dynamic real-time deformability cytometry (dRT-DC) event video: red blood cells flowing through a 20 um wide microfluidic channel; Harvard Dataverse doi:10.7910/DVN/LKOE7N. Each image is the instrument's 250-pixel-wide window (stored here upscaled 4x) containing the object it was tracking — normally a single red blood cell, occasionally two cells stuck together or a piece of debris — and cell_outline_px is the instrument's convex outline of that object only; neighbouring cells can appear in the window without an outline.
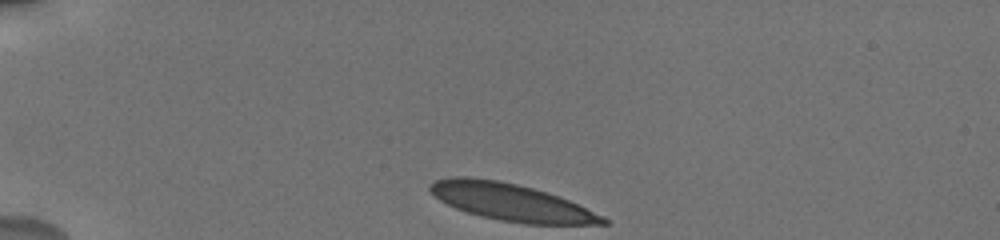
{"species": "human", "species_latin": "Homo sapiens", "temperature_condition": "cold", "stored_images_in_passage": 18, "camera_frame_rate_fps": 3000, "um_per_image_px": 0.085, "donor": {"sex": "male"}, "frame": {"image": 1, "passage_image": 1, "time_ms": 0.0, "image_size_px": [1000, 240], "cell_outline_px": [[608, 224], [524, 224], [500, 220], [480, 216], [456, 208], [440, 200], [428, 188], [428, 184], [436, 180], [456, 176], [464, 176], [500, 180], [548, 192], [568, 200], [604, 216], [608, 220]], "centroid_in_image_um": [43.45, 17.18], "position_along_channel_um": 41.6, "area_um2": 37.17}}
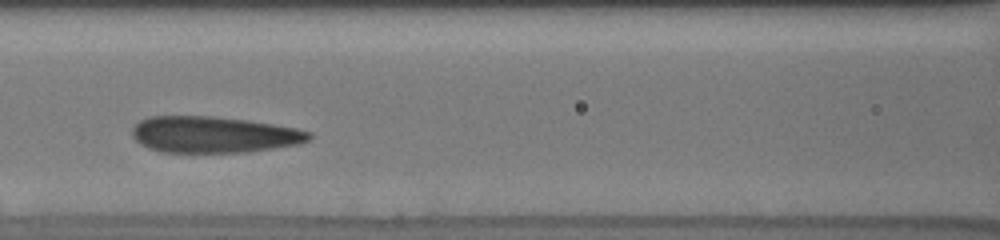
{"frame": {"image": 2, "passage_image": 14, "time_ms": 4.333, "image_size_px": [1000, 240], "cell_outline_px": [[312, 136], [308, 140], [300, 144], [248, 152], [160, 152], [148, 148], [140, 144], [132, 136], [132, 128], [140, 120], [148, 116], [212, 116], [248, 120], [296, 128], [312, 132]], "centroid_in_image_um": [18.16, 11.44], "position_along_channel_um": 148.4, "area_um2": 37.63}}
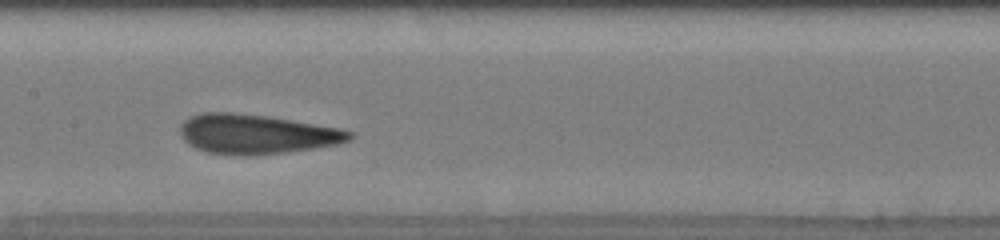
{"frame": {"image": 3, "passage_image": 17, "time_ms": 5.333, "image_size_px": [1000, 240], "cell_outline_px": [[352, 136], [348, 140], [340, 144], [284, 152], [248, 156], [244, 156], [208, 152], [196, 148], [188, 144], [180, 136], [180, 124], [184, 120], [200, 112], [232, 112], [264, 116], [340, 128], [352, 132]], "centroid_in_image_um": [21.74, 11.4], "position_along_channel_um": 185.7, "area_um2": 38.78}}